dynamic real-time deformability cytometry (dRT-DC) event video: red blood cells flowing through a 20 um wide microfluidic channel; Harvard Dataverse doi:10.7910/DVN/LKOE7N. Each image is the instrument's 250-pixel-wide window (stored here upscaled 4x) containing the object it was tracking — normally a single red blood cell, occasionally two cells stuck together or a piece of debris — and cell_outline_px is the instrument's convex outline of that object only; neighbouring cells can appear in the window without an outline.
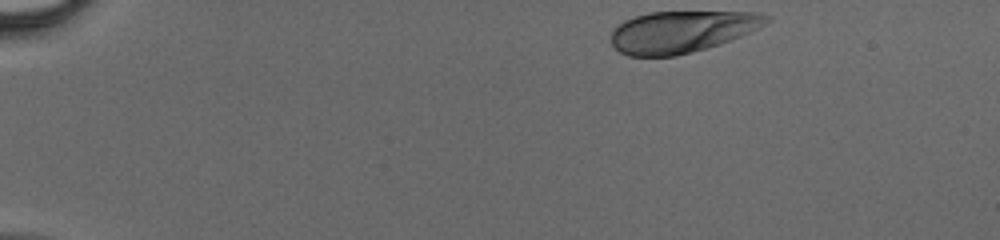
{"species": "human", "species_latin": "Homo sapiens", "temperature_condition": "cold", "stored_images_in_passage": 40, "camera_frame_rate_fps": 3000, "um_per_image_px": 0.085, "donor": {"sex": "male"}, "frame": {"image": 1, "passage_image": 1, "time_ms": 0.0, "image_size_px": [1000, 240], "cell_outline_px": [[772, 20], [760, 28], [740, 36], [704, 48], [676, 56], [628, 56], [620, 52], [612, 44], [612, 28], [624, 20], [648, 12], [756, 12], [772, 16]], "centroid_in_image_um": [57.95, 2.67], "position_along_channel_um": 27.0, "area_um2": 37.63}}
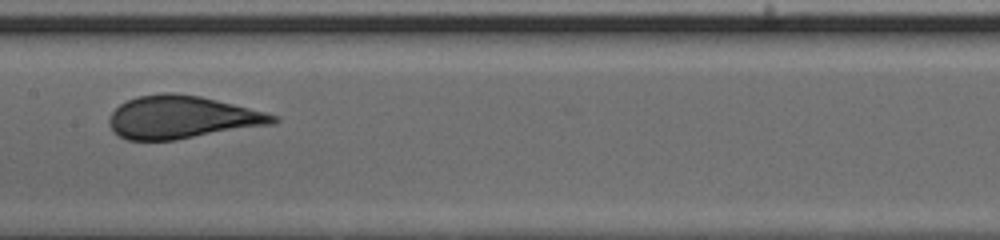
{"frame": {"image": 2, "passage_image": 19, "time_ms": 6.0, "image_size_px": [1000, 240], "cell_outline_px": [[280, 120], [276, 124], [176, 140], [128, 140], [112, 132], [108, 124], [108, 120], [112, 112], [120, 104], [136, 96], [164, 92], [176, 92], [200, 96], [280, 116]], "centroid_in_image_um": [15.47, 9.97], "position_along_channel_um": 191.9, "area_um2": 41.15}}
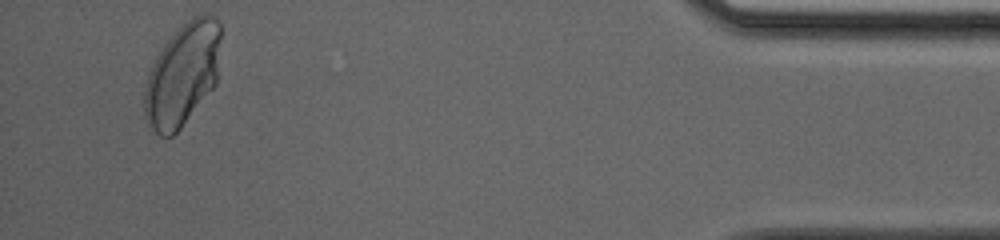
{"frame": {"image": 3, "passage_image": 38, "time_ms": 12.333, "image_size_px": [1000, 240], "cell_outline_px": [[220, 36], [216, 84], [180, 128], [172, 136], [160, 136], [148, 124], [144, 116], [144, 88], [148, 72], [156, 56], [164, 44], [192, 16], [200, 12], [204, 12], [216, 16], [220, 24]], "centroid_in_image_um": [15.5, 6.31], "position_along_channel_um": 419.7, "area_um2": 45.55}}